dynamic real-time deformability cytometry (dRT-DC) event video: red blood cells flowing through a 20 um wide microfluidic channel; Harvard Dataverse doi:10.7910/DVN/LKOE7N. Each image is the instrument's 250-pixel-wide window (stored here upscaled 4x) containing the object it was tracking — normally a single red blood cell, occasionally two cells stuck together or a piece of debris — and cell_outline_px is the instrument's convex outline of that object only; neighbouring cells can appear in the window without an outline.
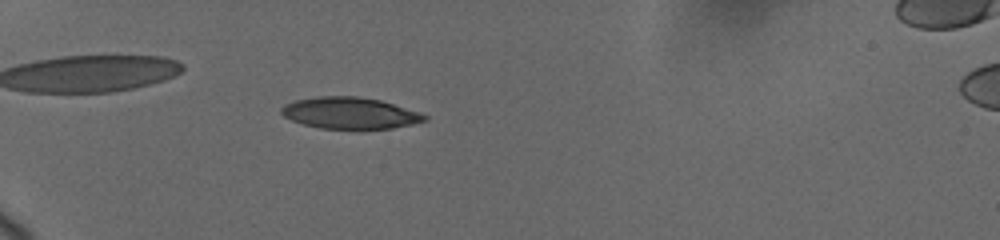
{"species": "human", "species_latin": "Homo sapiens", "temperature_condition": "cold", "stored_images_in_passage": 83, "camera_frame_rate_fps": 3000, "um_per_image_px": 0.085, "donor": {"sex": "female"}, "frame": {"image": 1, "passage_image": 26, "time_ms": 6.0, "image_size_px": [1000, 240], "cell_outline_px": [[428, 120], [412, 124], [392, 128], [320, 128], [304, 124], [292, 120], [284, 116], [280, 112], [280, 108], [284, 104], [296, 100], [316, 96], [360, 96], [380, 100], [420, 112], [428, 116]], "centroid_in_image_um": [29.74, 9.59], "position_along_channel_um": 55.3, "area_um2": 26.18}}
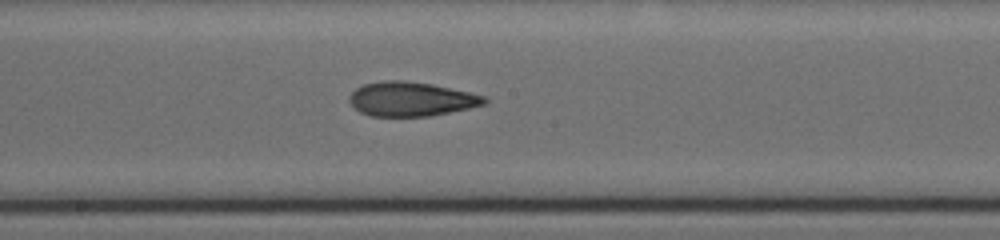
{"frame": {"image": 2, "passage_image": 46, "time_ms": 11.0, "image_size_px": [1000, 240], "cell_outline_px": [[488, 100], [484, 104], [468, 108], [428, 116], [372, 116], [360, 112], [348, 100], [348, 96], [356, 88], [364, 84], [388, 80], [404, 80], [432, 84], [488, 96]], "centroid_in_image_um": [34.95, 8.41], "position_along_channel_um": 213.3, "area_um2": 26.82}}
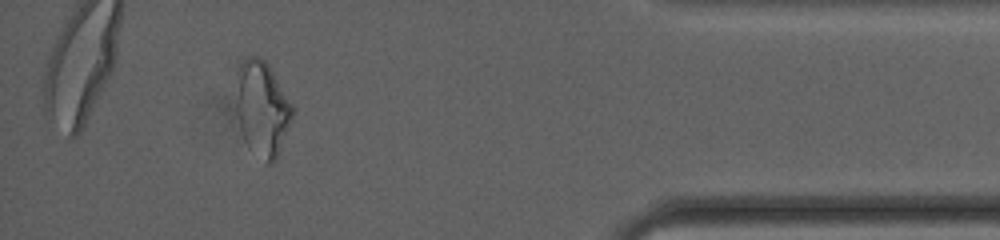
{"frame": {"image": 3, "passage_image": 74, "time_ms": 17.333, "image_size_px": [1000, 240], "cell_outline_px": [[292, 116], [276, 160], [272, 164], [264, 164], [244, 136], [240, 128], [236, 104], [236, 72], [240, 60], [244, 56], [256, 56], [264, 60], [268, 64], [292, 104]], "centroid_in_image_um": [22.26, 9.16], "position_along_channel_um": 412.9, "area_um2": 30.81}, "authors_computed_cell_mechanics": {"area_um2": 26.7614, "velocity_mm_per_s": 3.7007, "shape_relaxation_time_tau1_ms": 10.2876, "shape_relaxation_time_tau2_ms": 2.5601, "deformation_change_tau1": 0.2166, "deformation_change_tau2": 0.1117}}